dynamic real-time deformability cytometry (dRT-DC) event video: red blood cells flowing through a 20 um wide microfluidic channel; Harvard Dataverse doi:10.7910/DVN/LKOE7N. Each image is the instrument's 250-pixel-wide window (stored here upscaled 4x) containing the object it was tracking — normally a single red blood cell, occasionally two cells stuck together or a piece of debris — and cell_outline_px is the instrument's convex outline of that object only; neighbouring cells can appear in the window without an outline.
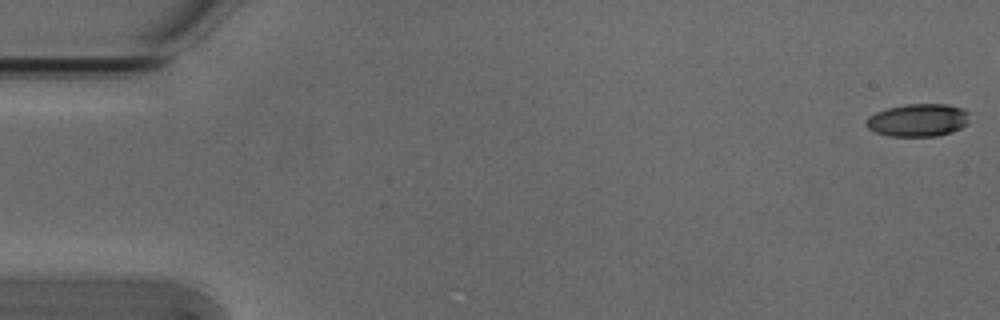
{"species": "Egyptian fruit bat (a non-hibernating species)", "species_latin": "Rousettus aegyptiacus", "temperature_condition": "cold", "stored_images_in_passage": 3, "camera_frame_rate_fps": 3000, "um_per_image_px": 0.085, "animal": {"sex": "male"}, "frame": {"image": 1, "passage_image": 1, "time_ms": 0.0, "image_size_px": [1000, 320], "cell_outline_px": [[968, 124], [952, 132], [936, 136], [888, 136], [876, 132], [868, 128], [864, 124], [868, 116], [876, 112], [888, 108], [908, 104], [944, 104], [964, 108], [968, 112]], "centroid_in_image_um": [78.03, 10.21], "position_along_channel_um": 7.0, "area_um2": 19.77}}